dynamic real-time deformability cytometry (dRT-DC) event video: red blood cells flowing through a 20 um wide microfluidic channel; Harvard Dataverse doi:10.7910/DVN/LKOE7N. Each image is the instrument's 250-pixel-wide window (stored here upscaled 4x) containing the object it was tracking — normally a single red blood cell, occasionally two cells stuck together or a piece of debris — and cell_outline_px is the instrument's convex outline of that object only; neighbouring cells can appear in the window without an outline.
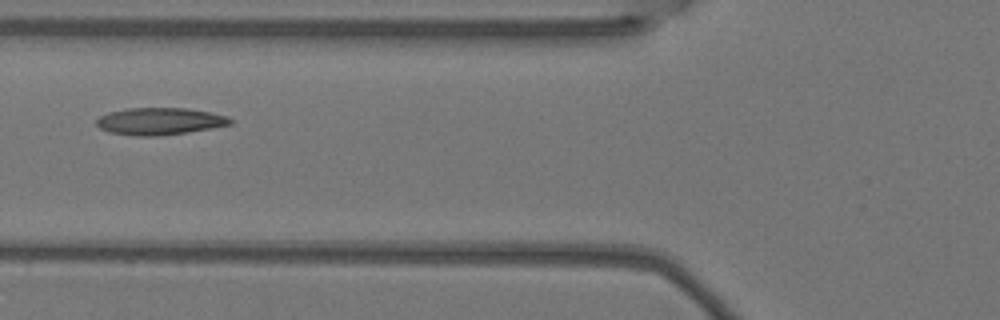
{"species": "Egyptian fruit bat (a non-hibernating species)", "species_latin": "Rousettus aegyptiacus", "temperature_condition": "warm", "stored_images_in_passage": 2, "camera_frame_rate_fps": 3000, "um_per_image_px": 0.085, "animal": {"sex": "female"}, "frame": {"image": 1, "passage_image": 2, "time_ms": 0.333, "image_size_px": [1000, 320], "cell_outline_px": [[232, 124], [212, 128], [188, 132], [156, 136], [132, 136], [108, 132], [100, 128], [96, 124], [96, 120], [100, 116], [108, 112], [128, 108], [188, 108], [212, 112], [228, 116], [232, 120]], "centroid_in_image_um": [13.58, 10.31], "position_along_channel_um": 112.2, "area_um2": 21.33}}